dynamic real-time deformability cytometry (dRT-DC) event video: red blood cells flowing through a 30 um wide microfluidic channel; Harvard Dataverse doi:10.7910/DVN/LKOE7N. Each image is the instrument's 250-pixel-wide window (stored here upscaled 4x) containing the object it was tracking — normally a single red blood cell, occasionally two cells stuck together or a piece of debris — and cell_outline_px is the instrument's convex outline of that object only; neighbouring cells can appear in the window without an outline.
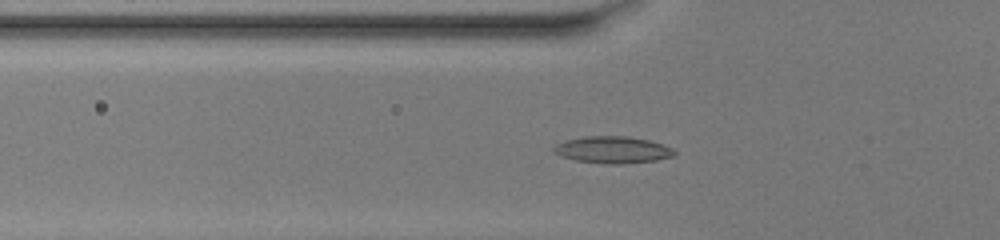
{"species": "common noctule bat (a hibernating species)", "species_latin": "Nyctalus noctula", "temperature_condition": "warm", "stored_images_in_passage": 45, "camera_frame_rate_fps": 3000, "um_per_image_px": 0.085, "animal": {"sex": "female", "body_mass_g": 20.0, "forearm_length_mm": 54.0}, "frame": {"image": 1, "passage_image": 13, "time_ms": 4.0, "image_size_px": [1000, 240], "cell_outline_px": [[676, 156], [656, 160], [620, 164], [608, 164], [576, 160], [560, 156], [552, 152], [552, 148], [556, 144], [564, 140], [584, 136], [628, 136], [648, 140], [664, 144], [672, 148], [676, 152]], "centroid_in_image_um": [52.07, 12.73], "position_along_channel_um": 73.7, "area_um2": 19.07}}
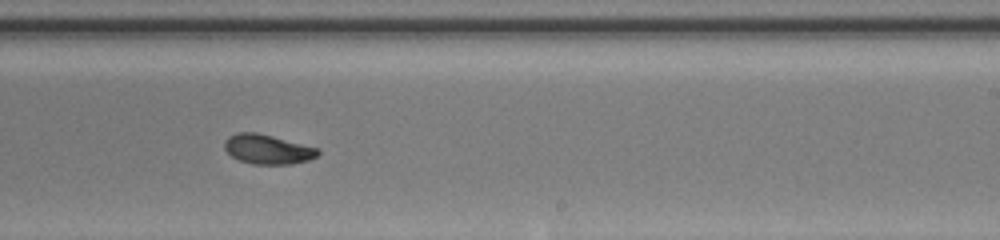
{"frame": {"image": 2, "passage_image": 27, "time_ms": 8.667, "image_size_px": [1000, 240], "cell_outline_px": [[320, 152], [316, 156], [308, 160], [292, 164], [252, 164], [240, 160], [232, 156], [224, 148], [224, 140], [228, 136], [236, 132], [256, 132], [320, 148]], "centroid_in_image_um": [22.74, 12.68], "position_along_channel_um": 266.3, "area_um2": 16.13}}
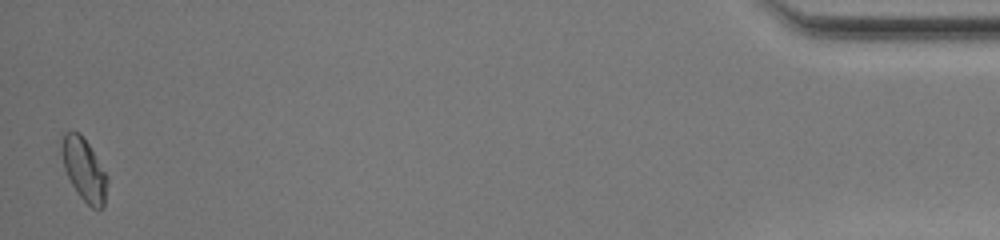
{"frame": {"image": 3, "passage_image": 45, "time_ms": 14.667, "image_size_px": [1000, 240], "cell_outline_px": [[108, 176], [104, 208], [92, 208], [76, 192], [64, 168], [60, 152], [60, 144], [64, 132], [80, 132], [88, 144]], "centroid_in_image_um": [7.13, 14.4], "position_along_channel_um": 428.1, "area_um2": 16.59}, "authors_computed_cell_mechanics": {"area_um2": 16.3574, "velocity_mm_per_s": 4.1248, "shape_relaxation_time_tau1_ms": 5.0613, "shape_relaxation_time_tau2_ms": 2.954, "deformation_change_tau1": 0.1862, "deformation_change_tau2": 0.0655}}